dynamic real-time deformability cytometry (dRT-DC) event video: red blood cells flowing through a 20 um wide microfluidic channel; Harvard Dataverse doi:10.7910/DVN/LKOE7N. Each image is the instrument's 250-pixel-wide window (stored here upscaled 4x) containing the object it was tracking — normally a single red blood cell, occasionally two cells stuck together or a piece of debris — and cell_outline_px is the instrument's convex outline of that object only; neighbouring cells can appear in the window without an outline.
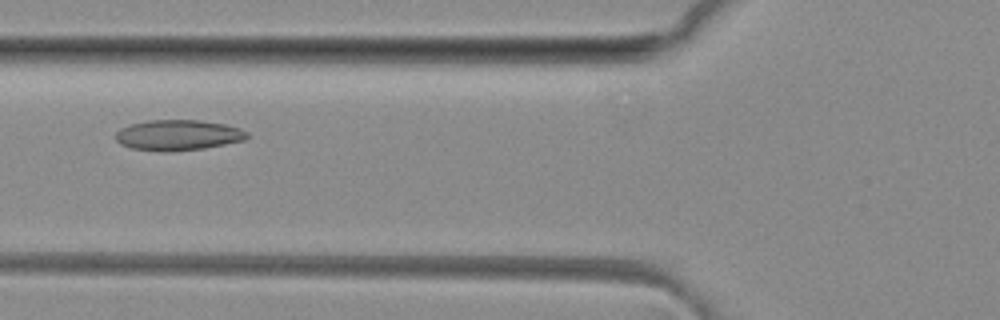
{"species": "common noctule bat (a hibernating species)", "species_latin": "Nyctalus noctula", "temperature_condition": "room temperature", "stored_images_in_passage": 48, "camera_frame_rate_fps": 3000, "um_per_image_px": 0.085, "animal": {"sex": "female", "body_mass_g": 29.2, "forearm_length_mm": 56.3}, "frame": {"image": 1, "passage_image": 17, "time_ms": 5.333, "image_size_px": [1000, 320], "cell_outline_px": [[248, 136], [244, 140], [204, 148], [164, 152], [132, 148], [120, 144], [116, 140], [116, 132], [120, 128], [128, 124], [148, 120], [200, 120], [224, 124], [240, 128], [248, 132]], "centroid_in_image_um": [15.11, 11.47], "position_along_channel_um": 110.7, "area_um2": 23.41}}
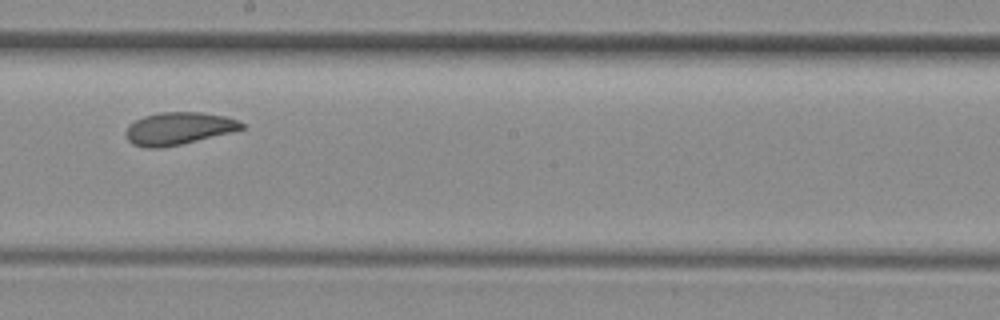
{"frame": {"image": 2, "passage_image": 26, "time_ms": 8.333, "image_size_px": [1000, 320], "cell_outline_px": [[244, 128], [232, 132], [180, 144], [160, 148], [144, 148], [132, 144], [124, 136], [124, 132], [128, 124], [144, 116], [160, 112], [204, 112], [224, 116], [236, 120], [244, 124]], "centroid_in_image_um": [15.12, 10.92], "position_along_channel_um": 233.1, "area_um2": 21.96}}
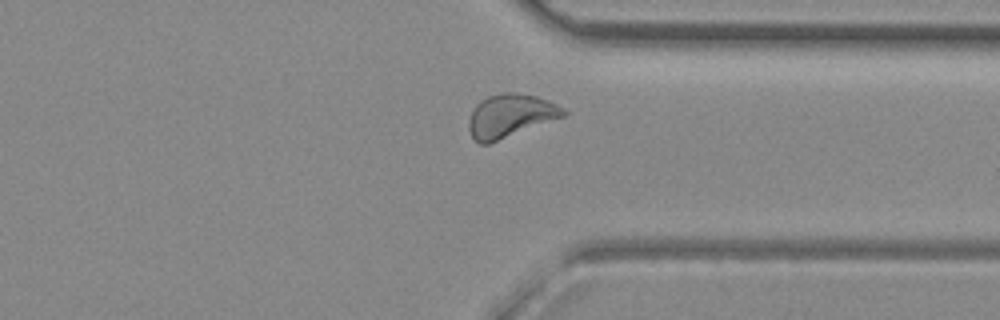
{"frame": {"image": 3, "passage_image": 36, "time_ms": 11.667, "image_size_px": [1000, 320], "cell_outline_px": [[568, 112], [564, 116], [488, 144], [480, 144], [472, 136], [468, 128], [468, 120], [472, 108], [480, 100], [488, 96], [504, 92], [512, 92], [536, 96], [564, 108]], "centroid_in_image_um": [43.33, 9.83], "position_along_channel_um": 368.1, "area_um2": 23.64}, "authors_computed_cell_mechanics": {"area_um2": 23.5246, "velocity_mm_per_s": 4.0826, "shape_relaxation_time_tau1_ms": 11.3585, "shape_relaxation_time_tau2_ms": 2.4047, "deformation_change_tau1": 0.178, "deformation_change_tau2": 0.0723}}